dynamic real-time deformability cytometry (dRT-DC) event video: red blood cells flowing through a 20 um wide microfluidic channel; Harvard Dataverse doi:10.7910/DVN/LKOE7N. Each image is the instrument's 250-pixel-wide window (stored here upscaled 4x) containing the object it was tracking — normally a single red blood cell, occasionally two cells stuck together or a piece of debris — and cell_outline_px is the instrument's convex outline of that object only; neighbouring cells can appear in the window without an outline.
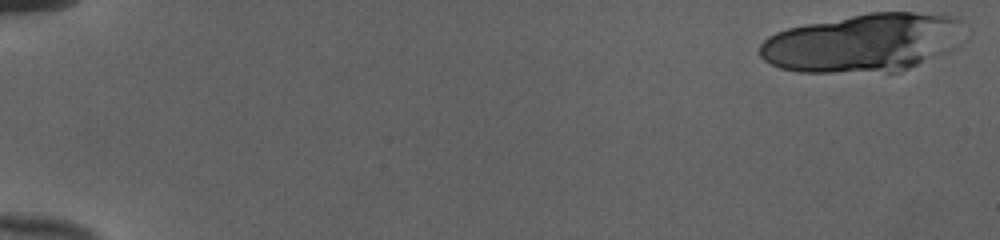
{"species": "human", "species_latin": "Homo sapiens", "temperature_condition": "cold", "stored_images_in_passage": 22, "camera_frame_rate_fps": 3000, "um_per_image_px": 0.085, "donor": {"sex": "female"}, "frame": {"image": 1, "passage_image": 1, "time_ms": 0.0, "image_size_px": [1000, 240], "cell_outline_px": [[960, 20], [928, 56], [916, 64], [900, 72], [800, 72], [780, 68], [764, 60], [760, 56], [760, 44], [768, 36], [776, 32], [788, 28], [804, 24], [868, 12], [912, 12], [952, 16]], "centroid_in_image_um": [72.95, 3.63], "position_along_channel_um": 12.0, "area_um2": 65.95}}